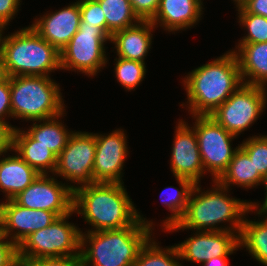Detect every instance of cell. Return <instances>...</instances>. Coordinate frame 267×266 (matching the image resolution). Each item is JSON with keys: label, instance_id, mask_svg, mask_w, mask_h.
Returning a JSON list of instances; mask_svg holds the SVG:
<instances>
[{"label": "cell", "instance_id": "6da1fadb", "mask_svg": "<svg viewBox=\"0 0 267 266\" xmlns=\"http://www.w3.org/2000/svg\"><path fill=\"white\" fill-rule=\"evenodd\" d=\"M212 189L201 190L200 184H195L182 218L177 224L171 225L166 232L179 230L192 231H231L240 234L244 217L252 213L249 201L231 197L232 189L212 181ZM226 224L220 225L221 223ZM229 223V225H228Z\"/></svg>", "mask_w": 267, "mask_h": 266}, {"label": "cell", "instance_id": "7a4b0ae2", "mask_svg": "<svg viewBox=\"0 0 267 266\" xmlns=\"http://www.w3.org/2000/svg\"><path fill=\"white\" fill-rule=\"evenodd\" d=\"M182 80L188 101L180 106L186 105L191 116L210 115L243 84L237 57L231 49L194 68Z\"/></svg>", "mask_w": 267, "mask_h": 266}, {"label": "cell", "instance_id": "3957f363", "mask_svg": "<svg viewBox=\"0 0 267 266\" xmlns=\"http://www.w3.org/2000/svg\"><path fill=\"white\" fill-rule=\"evenodd\" d=\"M73 210L92 226L88 229L91 232L123 229L139 220L124 183H93L77 188Z\"/></svg>", "mask_w": 267, "mask_h": 266}, {"label": "cell", "instance_id": "277c9868", "mask_svg": "<svg viewBox=\"0 0 267 266\" xmlns=\"http://www.w3.org/2000/svg\"><path fill=\"white\" fill-rule=\"evenodd\" d=\"M154 229L153 221L139 212V220L123 229L81 231L83 266H133L141 247L154 236Z\"/></svg>", "mask_w": 267, "mask_h": 266}, {"label": "cell", "instance_id": "5b68a950", "mask_svg": "<svg viewBox=\"0 0 267 266\" xmlns=\"http://www.w3.org/2000/svg\"><path fill=\"white\" fill-rule=\"evenodd\" d=\"M14 32L2 34L0 43V56L9 77H50L51 72L61 70L60 52L30 25Z\"/></svg>", "mask_w": 267, "mask_h": 266}, {"label": "cell", "instance_id": "8992f818", "mask_svg": "<svg viewBox=\"0 0 267 266\" xmlns=\"http://www.w3.org/2000/svg\"><path fill=\"white\" fill-rule=\"evenodd\" d=\"M61 88L46 76L10 77L12 117L37 121L56 117L66 112Z\"/></svg>", "mask_w": 267, "mask_h": 266}, {"label": "cell", "instance_id": "52a82bcc", "mask_svg": "<svg viewBox=\"0 0 267 266\" xmlns=\"http://www.w3.org/2000/svg\"><path fill=\"white\" fill-rule=\"evenodd\" d=\"M74 213L57 217L48 227L27 236L18 245L21 265L40 258L80 256L82 230L68 221Z\"/></svg>", "mask_w": 267, "mask_h": 266}, {"label": "cell", "instance_id": "ba28073f", "mask_svg": "<svg viewBox=\"0 0 267 266\" xmlns=\"http://www.w3.org/2000/svg\"><path fill=\"white\" fill-rule=\"evenodd\" d=\"M107 41L110 37L100 27L80 21L78 31L60 51L61 70L96 76L108 63Z\"/></svg>", "mask_w": 267, "mask_h": 266}, {"label": "cell", "instance_id": "9c48e42d", "mask_svg": "<svg viewBox=\"0 0 267 266\" xmlns=\"http://www.w3.org/2000/svg\"><path fill=\"white\" fill-rule=\"evenodd\" d=\"M266 105L267 88L243 83L210 116L237 137L255 124Z\"/></svg>", "mask_w": 267, "mask_h": 266}, {"label": "cell", "instance_id": "30bf717a", "mask_svg": "<svg viewBox=\"0 0 267 266\" xmlns=\"http://www.w3.org/2000/svg\"><path fill=\"white\" fill-rule=\"evenodd\" d=\"M191 126L196 133L205 174L210 172L212 181L217 180L227 169L238 146L232 147L237 137L229 133L210 115L191 116Z\"/></svg>", "mask_w": 267, "mask_h": 266}, {"label": "cell", "instance_id": "8fae6325", "mask_svg": "<svg viewBox=\"0 0 267 266\" xmlns=\"http://www.w3.org/2000/svg\"><path fill=\"white\" fill-rule=\"evenodd\" d=\"M95 151V133L75 132L74 130L67 145L57 156V166L53 174L56 175V178L61 176L63 180L65 179L73 191L79 187L93 184ZM70 182L76 185H72Z\"/></svg>", "mask_w": 267, "mask_h": 266}, {"label": "cell", "instance_id": "7c38bea8", "mask_svg": "<svg viewBox=\"0 0 267 266\" xmlns=\"http://www.w3.org/2000/svg\"><path fill=\"white\" fill-rule=\"evenodd\" d=\"M53 174H40L12 200L29 209L54 212L58 217L73 211L74 191Z\"/></svg>", "mask_w": 267, "mask_h": 266}, {"label": "cell", "instance_id": "4fadbf2b", "mask_svg": "<svg viewBox=\"0 0 267 266\" xmlns=\"http://www.w3.org/2000/svg\"><path fill=\"white\" fill-rule=\"evenodd\" d=\"M96 151L92 178L94 183H124V163L129 155L127 135L123 129L109 134H95Z\"/></svg>", "mask_w": 267, "mask_h": 266}, {"label": "cell", "instance_id": "5bb4252c", "mask_svg": "<svg viewBox=\"0 0 267 266\" xmlns=\"http://www.w3.org/2000/svg\"><path fill=\"white\" fill-rule=\"evenodd\" d=\"M174 128L176 131L171 148V172L175 178H186L199 184L205 171L195 130L183 119H179Z\"/></svg>", "mask_w": 267, "mask_h": 266}, {"label": "cell", "instance_id": "9a60e30c", "mask_svg": "<svg viewBox=\"0 0 267 266\" xmlns=\"http://www.w3.org/2000/svg\"><path fill=\"white\" fill-rule=\"evenodd\" d=\"M194 235L176 244L181 261L205 263L212 257L230 256L238 251L239 234L231 231H194Z\"/></svg>", "mask_w": 267, "mask_h": 266}, {"label": "cell", "instance_id": "2e32d148", "mask_svg": "<svg viewBox=\"0 0 267 266\" xmlns=\"http://www.w3.org/2000/svg\"><path fill=\"white\" fill-rule=\"evenodd\" d=\"M58 216L47 210L22 207L13 200L0 203V234L19 245L31 233L48 227Z\"/></svg>", "mask_w": 267, "mask_h": 266}, {"label": "cell", "instance_id": "e0dca14e", "mask_svg": "<svg viewBox=\"0 0 267 266\" xmlns=\"http://www.w3.org/2000/svg\"><path fill=\"white\" fill-rule=\"evenodd\" d=\"M48 12L35 18L30 26L60 52L79 29V2L76 0L60 10Z\"/></svg>", "mask_w": 267, "mask_h": 266}, {"label": "cell", "instance_id": "ac0fdd59", "mask_svg": "<svg viewBox=\"0 0 267 266\" xmlns=\"http://www.w3.org/2000/svg\"><path fill=\"white\" fill-rule=\"evenodd\" d=\"M202 5L203 0H160L150 21L155 27H163L166 32L175 34L198 24L204 12Z\"/></svg>", "mask_w": 267, "mask_h": 266}, {"label": "cell", "instance_id": "d6986e66", "mask_svg": "<svg viewBox=\"0 0 267 266\" xmlns=\"http://www.w3.org/2000/svg\"><path fill=\"white\" fill-rule=\"evenodd\" d=\"M155 28L150 20H140L131 27L114 32L110 43L114 45L118 57L145 63V57L151 49L152 33Z\"/></svg>", "mask_w": 267, "mask_h": 266}, {"label": "cell", "instance_id": "ffe728a7", "mask_svg": "<svg viewBox=\"0 0 267 266\" xmlns=\"http://www.w3.org/2000/svg\"><path fill=\"white\" fill-rule=\"evenodd\" d=\"M237 44L232 51L238 60L242 82L267 88V42Z\"/></svg>", "mask_w": 267, "mask_h": 266}, {"label": "cell", "instance_id": "44dd1931", "mask_svg": "<svg viewBox=\"0 0 267 266\" xmlns=\"http://www.w3.org/2000/svg\"><path fill=\"white\" fill-rule=\"evenodd\" d=\"M22 129H14L12 151L39 174H53L57 166V156Z\"/></svg>", "mask_w": 267, "mask_h": 266}, {"label": "cell", "instance_id": "7402d4cb", "mask_svg": "<svg viewBox=\"0 0 267 266\" xmlns=\"http://www.w3.org/2000/svg\"><path fill=\"white\" fill-rule=\"evenodd\" d=\"M40 174L29 166L16 152L0 157V191L5 200H12L29 186Z\"/></svg>", "mask_w": 267, "mask_h": 266}, {"label": "cell", "instance_id": "603a6c76", "mask_svg": "<svg viewBox=\"0 0 267 266\" xmlns=\"http://www.w3.org/2000/svg\"><path fill=\"white\" fill-rule=\"evenodd\" d=\"M263 177L255 170L253 160L239 146L235 151L227 169L216 180L220 185L230 189L232 185L244 189H252L262 184Z\"/></svg>", "mask_w": 267, "mask_h": 266}, {"label": "cell", "instance_id": "cb8c5ba5", "mask_svg": "<svg viewBox=\"0 0 267 266\" xmlns=\"http://www.w3.org/2000/svg\"><path fill=\"white\" fill-rule=\"evenodd\" d=\"M253 211L254 214L261 217V220H248L245 215L239 234V247L240 249L246 248V251L252 256L251 258H254L259 264L267 266V213Z\"/></svg>", "mask_w": 267, "mask_h": 266}, {"label": "cell", "instance_id": "d4e9b609", "mask_svg": "<svg viewBox=\"0 0 267 266\" xmlns=\"http://www.w3.org/2000/svg\"><path fill=\"white\" fill-rule=\"evenodd\" d=\"M66 115L64 112L61 115L44 120L32 121L33 124L26 131L45 147H48L53 153L58 156L67 145V142L74 131L66 128L59 118ZM39 123V124H38Z\"/></svg>", "mask_w": 267, "mask_h": 266}, {"label": "cell", "instance_id": "484cf974", "mask_svg": "<svg viewBox=\"0 0 267 266\" xmlns=\"http://www.w3.org/2000/svg\"><path fill=\"white\" fill-rule=\"evenodd\" d=\"M177 183L179 184V188L174 186L166 187L160 194L161 201L163 205L171 212L170 216L166 217L165 220L161 222L162 231L164 232L173 224H177V222L182 218L185 213L189 196L194 187V183L186 178H175ZM172 190V191H171ZM167 191L168 193H166ZM167 194L166 196L164 195ZM163 197L165 199H163Z\"/></svg>", "mask_w": 267, "mask_h": 266}, {"label": "cell", "instance_id": "4316f807", "mask_svg": "<svg viewBox=\"0 0 267 266\" xmlns=\"http://www.w3.org/2000/svg\"><path fill=\"white\" fill-rule=\"evenodd\" d=\"M106 18L107 35L137 24L140 19L134 13L129 0H96Z\"/></svg>", "mask_w": 267, "mask_h": 266}, {"label": "cell", "instance_id": "83f0119b", "mask_svg": "<svg viewBox=\"0 0 267 266\" xmlns=\"http://www.w3.org/2000/svg\"><path fill=\"white\" fill-rule=\"evenodd\" d=\"M159 245L151 236L139 250L133 266H183L176 244L164 248Z\"/></svg>", "mask_w": 267, "mask_h": 266}, {"label": "cell", "instance_id": "f1b7e54d", "mask_svg": "<svg viewBox=\"0 0 267 266\" xmlns=\"http://www.w3.org/2000/svg\"><path fill=\"white\" fill-rule=\"evenodd\" d=\"M114 60V73L117 82H119L126 91H135V88L137 89L145 78L147 72L146 64L121 57H115Z\"/></svg>", "mask_w": 267, "mask_h": 266}, {"label": "cell", "instance_id": "f546056e", "mask_svg": "<svg viewBox=\"0 0 267 266\" xmlns=\"http://www.w3.org/2000/svg\"><path fill=\"white\" fill-rule=\"evenodd\" d=\"M238 23L247 34L238 43L267 42V18L251 13H238Z\"/></svg>", "mask_w": 267, "mask_h": 266}, {"label": "cell", "instance_id": "4dcf8cb0", "mask_svg": "<svg viewBox=\"0 0 267 266\" xmlns=\"http://www.w3.org/2000/svg\"><path fill=\"white\" fill-rule=\"evenodd\" d=\"M239 146L253 160L255 170L264 177L267 174V135H255L244 139Z\"/></svg>", "mask_w": 267, "mask_h": 266}, {"label": "cell", "instance_id": "1f68e13d", "mask_svg": "<svg viewBox=\"0 0 267 266\" xmlns=\"http://www.w3.org/2000/svg\"><path fill=\"white\" fill-rule=\"evenodd\" d=\"M81 21L87 26L100 27L107 34L106 18L96 0H78Z\"/></svg>", "mask_w": 267, "mask_h": 266}, {"label": "cell", "instance_id": "d6a6232c", "mask_svg": "<svg viewBox=\"0 0 267 266\" xmlns=\"http://www.w3.org/2000/svg\"><path fill=\"white\" fill-rule=\"evenodd\" d=\"M0 266H22L18 245L0 234Z\"/></svg>", "mask_w": 267, "mask_h": 266}, {"label": "cell", "instance_id": "836d02e7", "mask_svg": "<svg viewBox=\"0 0 267 266\" xmlns=\"http://www.w3.org/2000/svg\"><path fill=\"white\" fill-rule=\"evenodd\" d=\"M23 266H83L81 256L40 258L26 262Z\"/></svg>", "mask_w": 267, "mask_h": 266}, {"label": "cell", "instance_id": "e575fe53", "mask_svg": "<svg viewBox=\"0 0 267 266\" xmlns=\"http://www.w3.org/2000/svg\"><path fill=\"white\" fill-rule=\"evenodd\" d=\"M134 13L140 20H151L159 7L160 0H129Z\"/></svg>", "mask_w": 267, "mask_h": 266}, {"label": "cell", "instance_id": "d590c367", "mask_svg": "<svg viewBox=\"0 0 267 266\" xmlns=\"http://www.w3.org/2000/svg\"><path fill=\"white\" fill-rule=\"evenodd\" d=\"M12 118L10 100V77L0 82V122L9 123L7 118Z\"/></svg>", "mask_w": 267, "mask_h": 266}, {"label": "cell", "instance_id": "8d00e7d4", "mask_svg": "<svg viewBox=\"0 0 267 266\" xmlns=\"http://www.w3.org/2000/svg\"><path fill=\"white\" fill-rule=\"evenodd\" d=\"M21 0H0V24L6 29L19 11Z\"/></svg>", "mask_w": 267, "mask_h": 266}, {"label": "cell", "instance_id": "74e56055", "mask_svg": "<svg viewBox=\"0 0 267 266\" xmlns=\"http://www.w3.org/2000/svg\"><path fill=\"white\" fill-rule=\"evenodd\" d=\"M15 128L12 124L0 122V156L12 151Z\"/></svg>", "mask_w": 267, "mask_h": 266}, {"label": "cell", "instance_id": "f35d334b", "mask_svg": "<svg viewBox=\"0 0 267 266\" xmlns=\"http://www.w3.org/2000/svg\"><path fill=\"white\" fill-rule=\"evenodd\" d=\"M238 13H251L267 18V0H249Z\"/></svg>", "mask_w": 267, "mask_h": 266}, {"label": "cell", "instance_id": "ab89813d", "mask_svg": "<svg viewBox=\"0 0 267 266\" xmlns=\"http://www.w3.org/2000/svg\"><path fill=\"white\" fill-rule=\"evenodd\" d=\"M261 185L262 186L264 185L265 186L264 188L266 190L265 199L262 200L263 204L260 205L258 202L249 201V205H250V208L253 209V210H257V211H261V212L267 213V174L263 177Z\"/></svg>", "mask_w": 267, "mask_h": 266}, {"label": "cell", "instance_id": "60d3db41", "mask_svg": "<svg viewBox=\"0 0 267 266\" xmlns=\"http://www.w3.org/2000/svg\"><path fill=\"white\" fill-rule=\"evenodd\" d=\"M227 258L228 256L212 257L203 263L202 266H229Z\"/></svg>", "mask_w": 267, "mask_h": 266}, {"label": "cell", "instance_id": "b9f144b4", "mask_svg": "<svg viewBox=\"0 0 267 266\" xmlns=\"http://www.w3.org/2000/svg\"><path fill=\"white\" fill-rule=\"evenodd\" d=\"M8 77L9 76L6 71L4 61L2 57L0 56V82L5 81Z\"/></svg>", "mask_w": 267, "mask_h": 266}, {"label": "cell", "instance_id": "7bdbcfd3", "mask_svg": "<svg viewBox=\"0 0 267 266\" xmlns=\"http://www.w3.org/2000/svg\"><path fill=\"white\" fill-rule=\"evenodd\" d=\"M249 0H233L236 9L242 8Z\"/></svg>", "mask_w": 267, "mask_h": 266}, {"label": "cell", "instance_id": "ee69618b", "mask_svg": "<svg viewBox=\"0 0 267 266\" xmlns=\"http://www.w3.org/2000/svg\"><path fill=\"white\" fill-rule=\"evenodd\" d=\"M4 30H6V29H4L0 24V37H2V34H4Z\"/></svg>", "mask_w": 267, "mask_h": 266}]
</instances>
